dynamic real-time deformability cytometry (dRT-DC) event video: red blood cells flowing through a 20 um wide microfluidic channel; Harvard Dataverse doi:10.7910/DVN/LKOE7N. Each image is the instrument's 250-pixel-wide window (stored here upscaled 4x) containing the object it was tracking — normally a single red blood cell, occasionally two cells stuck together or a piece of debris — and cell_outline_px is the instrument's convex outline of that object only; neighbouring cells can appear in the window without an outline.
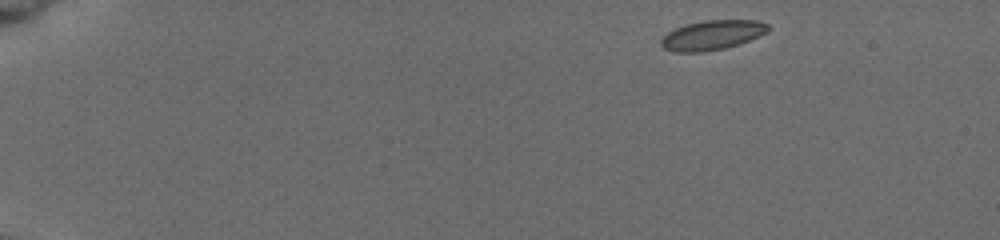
{"species": "common noctule bat (a hibernating species)", "species_latin": "Nyctalus noctula", "temperature_condition": "cold", "stored_images_in_passage": 29, "camera_frame_rate_fps": 3000, "um_per_image_px": 0.085, "animal": {"sex": "female", "body_mass_g": 19.5, "forearm_length_mm": 54.1}, "frame": {"image": 1, "passage_image": 1, "time_ms": 0.0, "image_size_px": [1000, 240], "cell_outline_px": [[768, 28], [764, 32], [748, 40], [724, 48], [700, 52], [676, 52], [664, 48], [660, 44], [660, 40], [668, 32], [676, 28], [688, 24], [708, 20], [756, 20], [768, 24]], "centroid_in_image_um": [60.48, 2.98], "position_along_channel_um": 24.5, "area_um2": 17.92}}
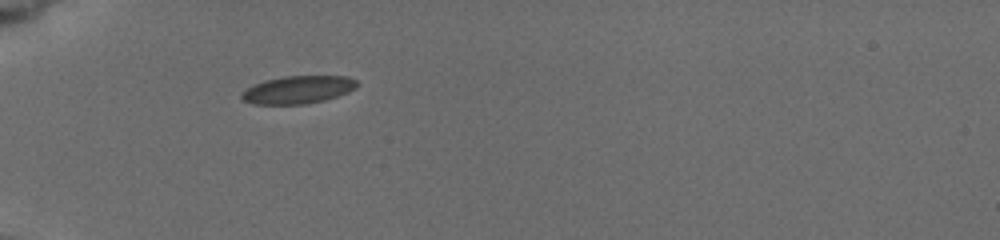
{"frame": {"image": 2, "passage_image": 28, "time_ms": 3.667, "image_size_px": [1000, 240], "cell_outline_px": [[356, 84], [352, 88], [336, 96], [324, 100], [300, 104], [260, 104], [244, 100], [240, 96], [248, 88], [264, 80], [284, 76], [348, 76], [356, 80]], "centroid_in_image_um": [25.31, 7.61], "position_along_channel_um": 59.7, "area_um2": 18.03}}